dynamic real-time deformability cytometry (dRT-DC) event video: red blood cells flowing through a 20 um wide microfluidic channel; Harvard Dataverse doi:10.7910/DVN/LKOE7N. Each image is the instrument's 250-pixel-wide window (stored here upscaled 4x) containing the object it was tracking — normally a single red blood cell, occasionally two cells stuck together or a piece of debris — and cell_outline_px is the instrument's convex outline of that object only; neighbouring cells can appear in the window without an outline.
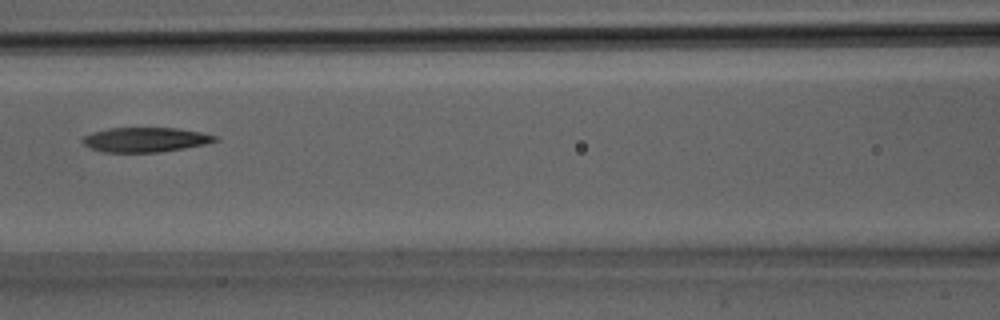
{"species": "Egyptian fruit bat (a non-hibernating species)", "species_latin": "Rousettus aegyptiacus", "temperature_condition": "room temperature", "stored_images_in_passage": 13, "camera_frame_rate_fps": 3000, "um_per_image_px": 0.085, "animal": {"sex": "male"}, "frame": {"image": 1, "passage_image": 8, "time_ms": 2.333, "image_size_px": [1000, 320], "cell_outline_px": [[220, 140], [204, 144], [184, 148], [160, 152], [104, 152], [92, 148], [84, 144], [80, 140], [84, 136], [92, 132], [108, 128], [176, 128], [200, 132], [220, 136]], "centroid_in_image_um": [12.38, 11.87], "position_along_channel_um": 154.2, "area_um2": 19.02}}